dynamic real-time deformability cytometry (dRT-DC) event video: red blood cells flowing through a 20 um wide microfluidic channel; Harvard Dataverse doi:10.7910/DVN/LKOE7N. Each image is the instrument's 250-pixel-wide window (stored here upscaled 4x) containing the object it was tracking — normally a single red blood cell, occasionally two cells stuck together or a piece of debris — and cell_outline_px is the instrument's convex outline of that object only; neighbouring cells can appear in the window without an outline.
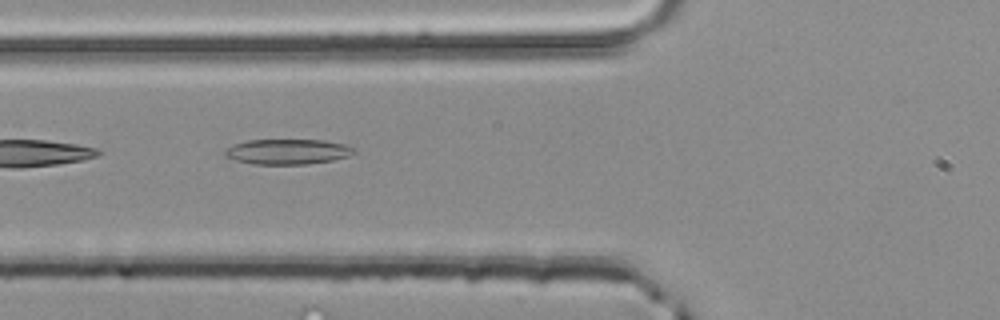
{"species": "common noctule bat (a hibernating species)", "species_latin": "Nyctalus noctula", "temperature_condition": "room temperature", "stored_images_in_passage": 4, "camera_frame_rate_fps": 3000, "um_per_image_px": 0.085, "animal": {"sex": "male", "body_mass_g": 20.4}, "frame": {"image": 1, "passage_image": 4, "time_ms": 1.0, "image_size_px": [1000, 320], "cell_outline_px": [[356, 152], [348, 156], [332, 160], [304, 164], [252, 164], [236, 160], [224, 156], [224, 152], [232, 144], [248, 140], [324, 140], [344, 144], [356, 148]], "centroid_in_image_um": [24.44, 12.88], "position_along_channel_um": 101.4, "area_um2": 18.96}}